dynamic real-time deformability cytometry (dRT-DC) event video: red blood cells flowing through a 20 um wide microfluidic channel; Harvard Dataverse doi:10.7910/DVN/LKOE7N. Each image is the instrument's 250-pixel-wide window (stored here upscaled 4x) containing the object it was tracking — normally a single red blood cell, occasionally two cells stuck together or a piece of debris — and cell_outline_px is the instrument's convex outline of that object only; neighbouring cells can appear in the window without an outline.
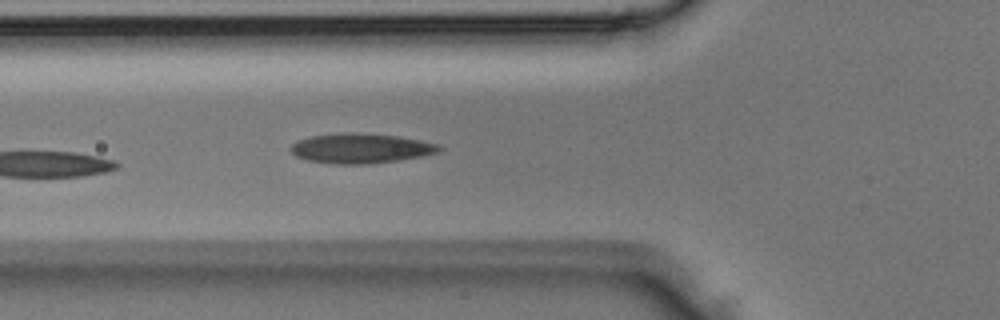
{"species": "Egyptian fruit bat (a non-hibernating species)", "species_latin": "Rousettus aegyptiacus", "temperature_condition": "room temperature", "stored_images_in_passage": 5, "camera_frame_rate_fps": 3000, "um_per_image_px": 0.085, "animal": {"sex": "male"}, "frame": {"image": 1, "passage_image": 5, "time_ms": 1.333, "image_size_px": [1000, 320], "cell_outline_px": [[444, 148], [440, 152], [400, 160], [368, 164], [336, 164], [308, 160], [296, 156], [292, 152], [292, 144], [296, 140], [312, 136], [340, 132], [352, 132], [400, 136], [440, 144]], "centroid_in_image_um": [30.71, 12.6], "position_along_channel_um": 95.1, "area_um2": 25.95}}